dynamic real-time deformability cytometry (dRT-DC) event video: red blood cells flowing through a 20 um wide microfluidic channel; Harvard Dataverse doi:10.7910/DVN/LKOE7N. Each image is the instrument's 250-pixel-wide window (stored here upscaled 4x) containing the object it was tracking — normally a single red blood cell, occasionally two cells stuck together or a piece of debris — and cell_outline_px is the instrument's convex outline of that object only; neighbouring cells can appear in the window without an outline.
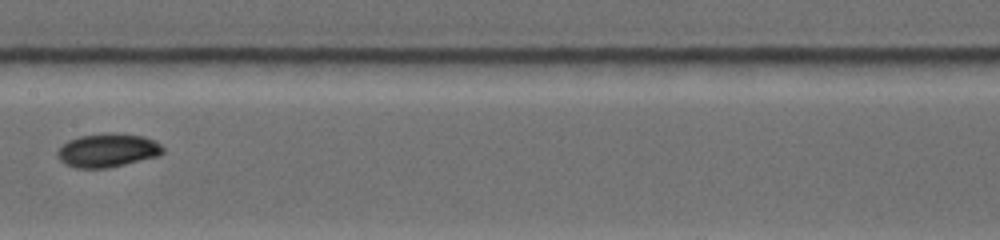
{"species": "common noctule bat (a hibernating species)", "species_latin": "Nyctalus noctula", "temperature_condition": "warm", "stored_images_in_passage": 12, "camera_frame_rate_fps": 4500, "um_per_image_px": 0.085, "animal": {"sex": "female", "body_mass_g": 19.0, "forearm_length_mm": 53.3}, "frame": {"image": 1, "passage_image": 10, "time_ms": 4.667, "image_size_px": [1000, 240], "cell_outline_px": [[164, 152], [160, 156], [108, 168], [76, 168], [64, 164], [56, 156], [56, 152], [68, 140], [80, 136], [112, 132], [144, 136], [160, 144], [164, 148]], "centroid_in_image_um": [9.15, 12.78], "position_along_channel_um": 198.2, "area_um2": 20.81}}